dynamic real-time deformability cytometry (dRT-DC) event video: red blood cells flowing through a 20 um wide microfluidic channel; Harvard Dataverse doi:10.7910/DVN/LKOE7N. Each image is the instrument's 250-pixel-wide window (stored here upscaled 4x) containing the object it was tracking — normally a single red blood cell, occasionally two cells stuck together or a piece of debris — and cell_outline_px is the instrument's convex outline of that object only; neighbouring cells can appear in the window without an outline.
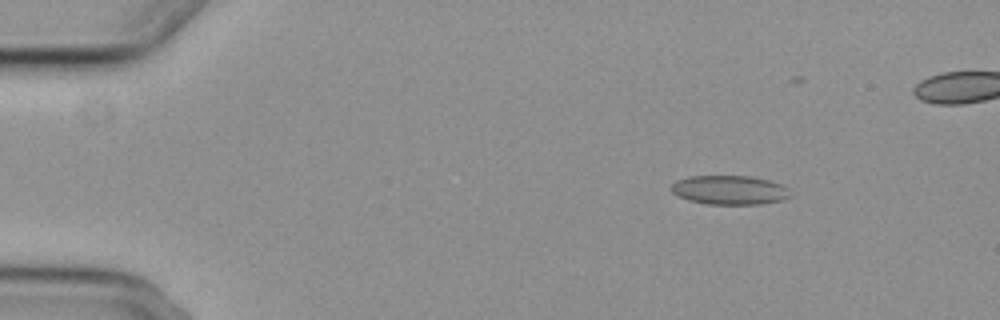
{"species": "common noctule bat (a hibernating species)", "species_latin": "Nyctalus noctula", "temperature_condition": "cold", "stored_images_in_passage": 6, "camera_frame_rate_fps": 3000, "um_per_image_px": 0.085, "animal": {"sex": "female", "body_mass_g": 29.2, "forearm_length_mm": 56.3}, "frame": {"image": 1, "passage_image": 2, "time_ms": 2.0, "image_size_px": [1000, 320], "cell_outline_px": [[792, 196], [784, 200], [760, 204], [708, 204], [688, 200], [672, 192], [672, 184], [676, 180], [688, 176], [748, 176], [768, 180], [780, 184]], "centroid_in_image_um": [62.0, 16.15], "position_along_channel_um": 23.0, "area_um2": 20.0}}
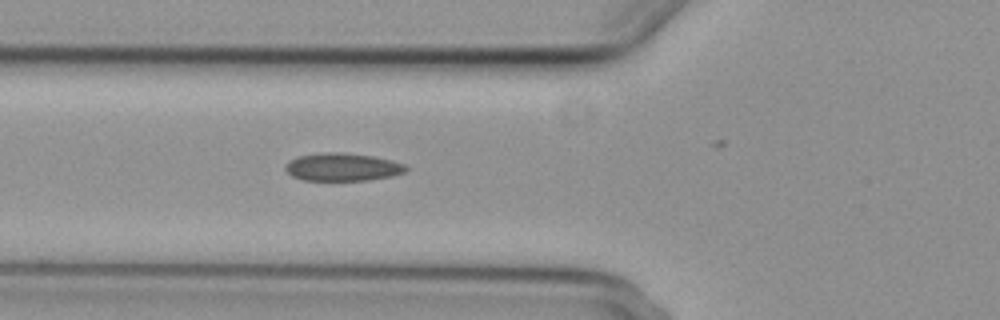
{"frame": {"image": 2, "passage_image": 6, "time_ms": 6.333, "image_size_px": [1000, 320], "cell_outline_px": [[408, 168], [404, 172], [392, 176], [368, 180], [300, 180], [292, 176], [284, 168], [284, 164], [288, 160], [296, 156], [328, 152], [340, 152], [372, 156], [392, 160], [404, 164]], "centroid_in_image_um": [29.07, 14.19], "position_along_channel_um": 96.7, "area_um2": 19.65}}